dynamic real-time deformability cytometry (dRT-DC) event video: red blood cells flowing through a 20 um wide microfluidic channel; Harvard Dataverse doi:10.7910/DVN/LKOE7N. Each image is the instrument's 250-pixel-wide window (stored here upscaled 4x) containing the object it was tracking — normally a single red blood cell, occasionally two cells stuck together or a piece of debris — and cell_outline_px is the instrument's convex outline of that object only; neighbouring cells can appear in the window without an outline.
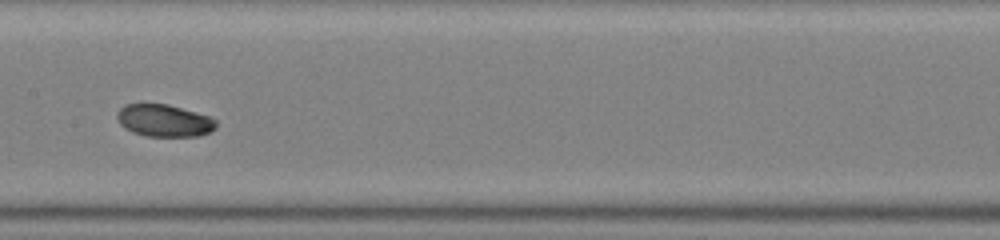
{"species": "common noctule bat (a hibernating species)", "species_latin": "Nyctalus noctula", "temperature_condition": "warm", "stored_images_in_passage": 18, "camera_frame_rate_fps": 3000, "um_per_image_px": 0.085, "animal": {"sex": "male", "body_mass_g": 19.0, "forearm_length_mm": 50.8}, "frame": {"image": 1, "passage_image": 13, "time_ms": 4.0, "image_size_px": [1000, 240], "cell_outline_px": [[216, 128], [200, 136], [148, 136], [132, 132], [124, 128], [120, 124], [116, 116], [120, 108], [128, 104], [168, 104], [208, 116], [216, 120]], "centroid_in_image_um": [13.94, 10.25], "position_along_channel_um": 193.5, "area_um2": 18.44}}